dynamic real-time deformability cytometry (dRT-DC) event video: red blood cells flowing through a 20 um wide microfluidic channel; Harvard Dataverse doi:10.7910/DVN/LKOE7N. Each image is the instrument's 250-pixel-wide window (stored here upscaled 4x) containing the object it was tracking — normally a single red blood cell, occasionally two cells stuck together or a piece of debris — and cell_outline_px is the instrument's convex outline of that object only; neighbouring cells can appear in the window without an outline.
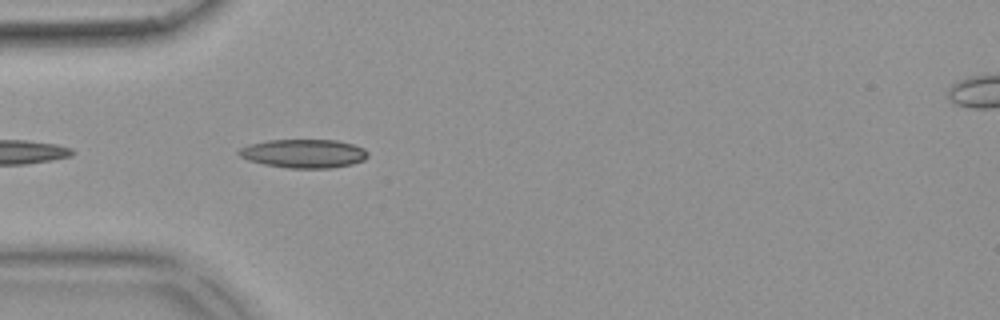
{"species": "common noctule bat (a hibernating species)", "species_latin": "Nyctalus noctula", "temperature_condition": "warm", "stored_images_in_passage": 9, "camera_frame_rate_fps": 3000, "um_per_image_px": 0.085, "animal": {"sex": "female", "body_mass_g": 18.4}, "frame": {"image": 1, "passage_image": 2, "time_ms": 0.333, "image_size_px": [1000, 320], "cell_outline_px": [[368, 156], [364, 160], [352, 164], [332, 168], [288, 168], [264, 164], [248, 160], [240, 156], [236, 152], [240, 148], [248, 144], [268, 140], [336, 140], [352, 144], [364, 148], [368, 152]], "centroid_in_image_um": [25.81, 13.05], "position_along_channel_um": 59.2, "area_um2": 21.62}}